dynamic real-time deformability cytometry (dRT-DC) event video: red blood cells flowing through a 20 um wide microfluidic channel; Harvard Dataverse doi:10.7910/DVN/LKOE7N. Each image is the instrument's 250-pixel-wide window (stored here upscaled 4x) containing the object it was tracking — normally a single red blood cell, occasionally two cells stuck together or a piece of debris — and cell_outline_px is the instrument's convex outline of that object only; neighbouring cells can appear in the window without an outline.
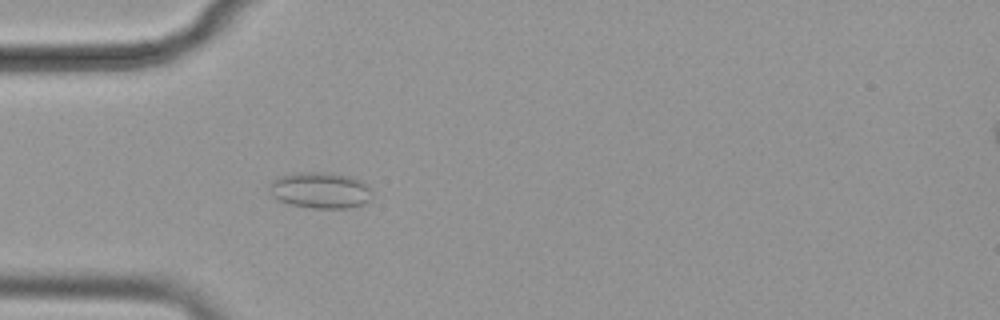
{"species": "common noctule bat (a hibernating species)", "species_latin": "Nyctalus noctula", "temperature_condition": "cold", "stored_images_in_passage": 56, "camera_frame_rate_fps": 3000, "um_per_image_px": 0.085, "animal": {"sex": "female", "body_mass_g": 19.9}, "frame": {"image": 1, "passage_image": 16, "time_ms": 5.0, "image_size_px": [1000, 320], "cell_outline_px": [[372, 196], [364, 204], [348, 208], [312, 208], [288, 204], [272, 196], [268, 188], [268, 184], [276, 176], [296, 172], [324, 172], [348, 176], [360, 180], [372, 192]], "centroid_in_image_um": [27.16, 16.17], "position_along_channel_um": 57.8, "area_um2": 21.79}}
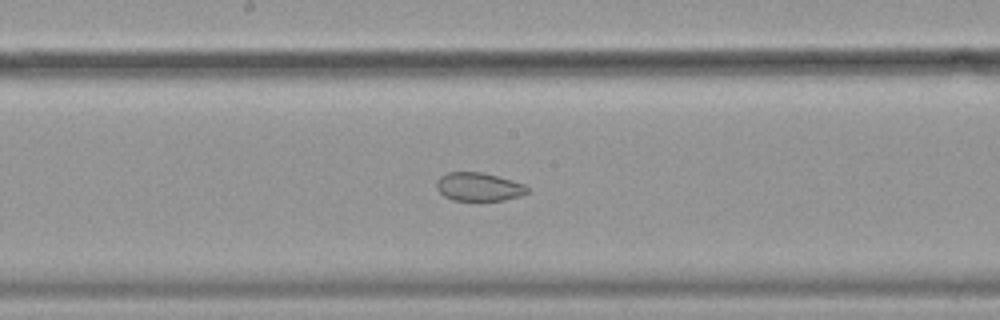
{"frame": {"image": 2, "passage_image": 29, "time_ms": 9.333, "image_size_px": [1000, 320], "cell_outline_px": [[528, 192], [520, 196], [504, 200], [452, 200], [444, 196], [436, 188], [436, 180], [440, 176], [448, 172], [480, 172], [512, 180], [524, 184], [528, 188]], "centroid_in_image_um": [40.67, 15.88], "position_along_channel_um": 207.5, "area_um2": 14.97}}
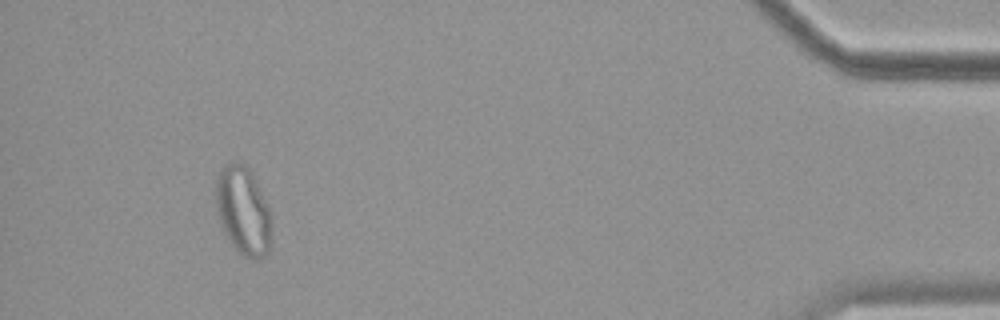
{"frame": {"image": 3, "passage_image": 52, "time_ms": 17.0, "image_size_px": [1000, 320], "cell_outline_px": [[272, 244], [268, 252], [264, 256], [256, 260], [252, 260], [244, 256], [232, 244], [220, 220], [216, 208], [216, 180], [220, 172], [232, 160], [236, 160], [248, 164], [252, 172], [272, 216]], "centroid_in_image_um": [20.72, 17.91], "position_along_channel_um": 414.5, "area_um2": 28.78}, "authors_computed_cell_mechanics": {"area_um2": 22.2819, "velocity_mm_per_s": 3.5577, "shape_relaxation_time_tau1_ms": null, "shape_relaxation_time_tau2_ms": 1.9956, "deformation_change_tau1": null, "deformation_change_tau2": 0.0615}}